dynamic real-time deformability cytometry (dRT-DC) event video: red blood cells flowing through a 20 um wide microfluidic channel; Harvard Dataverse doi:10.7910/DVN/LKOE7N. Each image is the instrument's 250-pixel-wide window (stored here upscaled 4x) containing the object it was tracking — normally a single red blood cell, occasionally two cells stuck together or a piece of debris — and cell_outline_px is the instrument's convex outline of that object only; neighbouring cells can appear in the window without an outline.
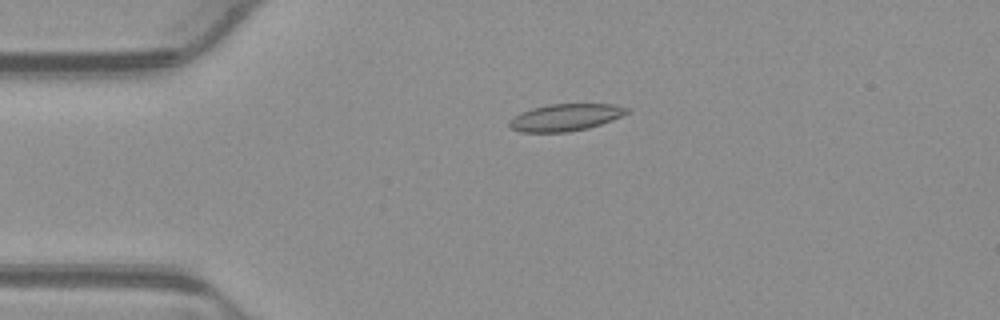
{"species": "common noctule bat (a hibernating species)", "species_latin": "Nyctalus noctula", "temperature_condition": "warm", "stored_images_in_passage": 51, "camera_frame_rate_fps": 3000, "um_per_image_px": 0.085, "animal": {"sex": "male", "body_mass_g": 23.1, "forearm_length_mm": 52.7}, "frame": {"image": 1, "passage_image": 10, "time_ms": 3.0, "image_size_px": [1000, 320], "cell_outline_px": [[632, 112], [612, 120], [588, 128], [568, 132], [520, 132], [508, 128], [508, 120], [520, 112], [532, 108], [548, 104], [616, 104], [628, 108]], "centroid_in_image_um": [48.04, 9.98], "position_along_channel_um": 37.0, "area_um2": 18.79}}
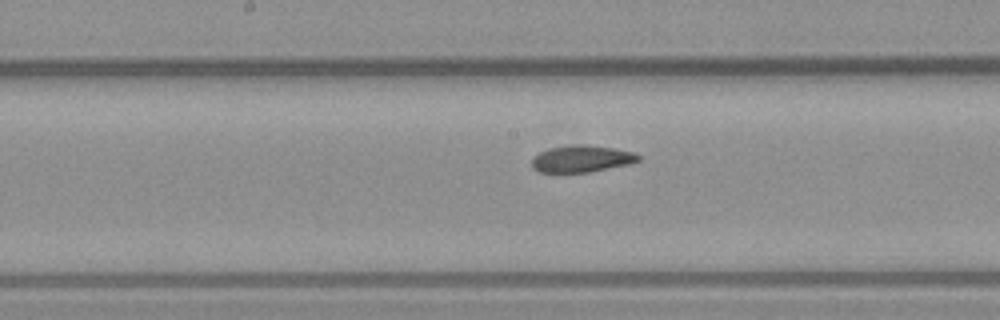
{"frame": {"image": 2, "passage_image": 25, "time_ms": 8.0, "image_size_px": [1000, 320], "cell_outline_px": [[640, 160], [632, 164], [588, 172], [536, 172], [532, 168], [532, 156], [548, 148], [572, 144], [580, 144], [616, 148], [636, 152], [640, 156]], "centroid_in_image_um": [49.45, 13.49], "position_along_channel_um": 198.7, "area_um2": 16.99}}
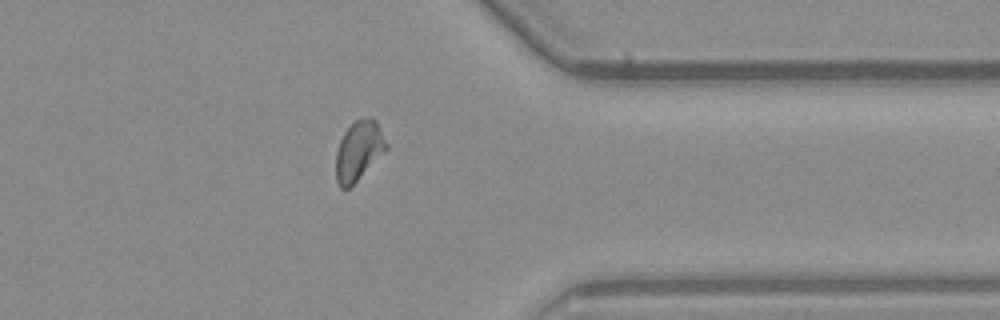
{"frame": {"image": 3, "passage_image": 40, "time_ms": 13.0, "image_size_px": [1000, 320], "cell_outline_px": [[388, 148], [348, 188], [340, 188], [336, 180], [336, 152], [340, 140], [344, 132], [360, 116], [372, 116], [376, 120], [388, 144]], "centroid_in_image_um": [30.49, 12.75], "position_along_channel_um": 380.9, "area_um2": 17.34}, "authors_computed_cell_mechanics": {"area_um2": 17.4556, "velocity_mm_per_s": 3.867, "shape_relaxation_time_tau1_ms": null, "shape_relaxation_time_tau2_ms": 2.4439, "deformation_change_tau1": null, "deformation_change_tau2": 0.0834}}